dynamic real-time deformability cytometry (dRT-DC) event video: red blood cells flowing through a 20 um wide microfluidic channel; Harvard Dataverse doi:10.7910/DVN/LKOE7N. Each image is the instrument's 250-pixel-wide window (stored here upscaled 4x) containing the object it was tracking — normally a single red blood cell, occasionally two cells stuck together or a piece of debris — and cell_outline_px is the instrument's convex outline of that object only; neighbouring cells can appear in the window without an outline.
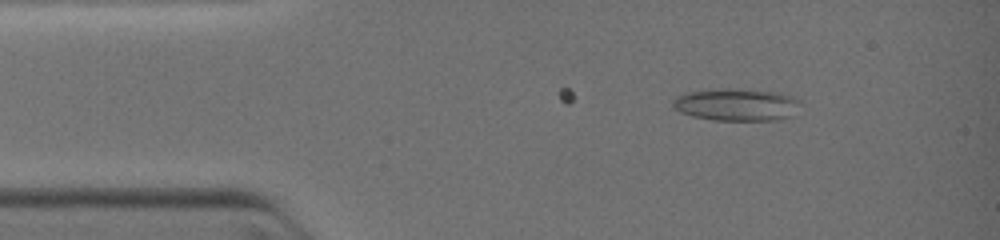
{"species": "common noctule bat (a hibernating species)", "species_latin": "Nyctalus noctula", "temperature_condition": "warm", "stored_images_in_passage": 21, "camera_frame_rate_fps": 3000, "um_per_image_px": 0.085, "animal": {"sex": "female", "body_mass_g": 19.0, "forearm_length_mm": 51.5}, "frame": {"image": 1, "passage_image": 2, "time_ms": 0.333, "image_size_px": [1000, 240], "cell_outline_px": [[800, 100], [788, 116], [772, 120], [712, 120], [692, 116], [680, 112], [672, 104], [672, 100], [676, 96], [688, 92], [724, 88], [732, 88], [772, 92], [788, 96]], "centroid_in_image_um": [62.48, 8.89], "position_along_channel_um": 22.5, "area_um2": 23.35}}
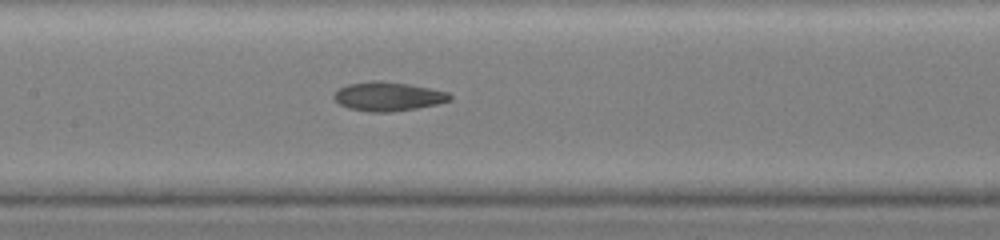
{"frame": {"image": 2, "passage_image": 15, "time_ms": 4.667, "image_size_px": [1000, 240], "cell_outline_px": [[452, 100], [436, 104], [416, 108], [388, 112], [368, 112], [348, 108], [340, 104], [332, 96], [340, 88], [348, 84], [372, 80], [380, 80], [408, 84], [448, 92], [452, 96]], "centroid_in_image_um": [32.97, 8.19], "position_along_channel_um": 174.4, "area_um2": 19.48}}
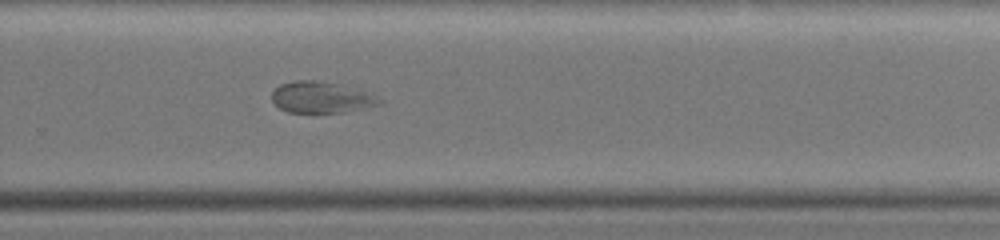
{"frame": {"image": 3, "passage_image": 21, "time_ms": 7.333, "image_size_px": [1000, 240], "cell_outline_px": [[384, 104], [348, 112], [316, 116], [288, 112], [280, 108], [272, 100], [272, 92], [280, 84], [292, 80], [320, 80], [360, 88], [372, 92], [384, 100]], "centroid_in_image_um": [27.4, 8.31], "position_along_channel_um": 302.4, "area_um2": 21.1}}